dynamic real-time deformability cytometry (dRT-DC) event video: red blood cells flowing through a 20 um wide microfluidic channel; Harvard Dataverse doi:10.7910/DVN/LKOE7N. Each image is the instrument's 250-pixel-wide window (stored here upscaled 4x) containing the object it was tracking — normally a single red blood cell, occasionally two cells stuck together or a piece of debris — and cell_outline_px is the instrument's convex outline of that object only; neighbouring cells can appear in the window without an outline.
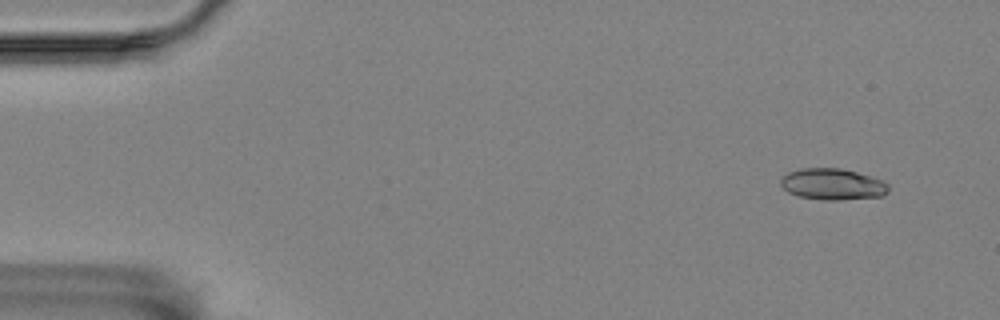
{"species": "Egyptian fruit bat (a non-hibernating species)", "species_latin": "Rousettus aegyptiacus", "temperature_condition": "room temperature", "stored_images_in_passage": 3, "camera_frame_rate_fps": 3000, "um_per_image_px": 0.085, "animal": {"sex": "female"}, "frame": {"image": 1, "passage_image": 1, "time_ms": 0.0, "image_size_px": [1000, 320], "cell_outline_px": [[888, 192], [884, 196], [836, 200], [824, 200], [800, 196], [788, 192], [780, 184], [780, 180], [788, 172], [800, 168], [840, 168], [856, 172], [880, 180], [888, 184]], "centroid_in_image_um": [70.75, 15.66], "position_along_channel_um": 14.2, "area_um2": 19.48}}
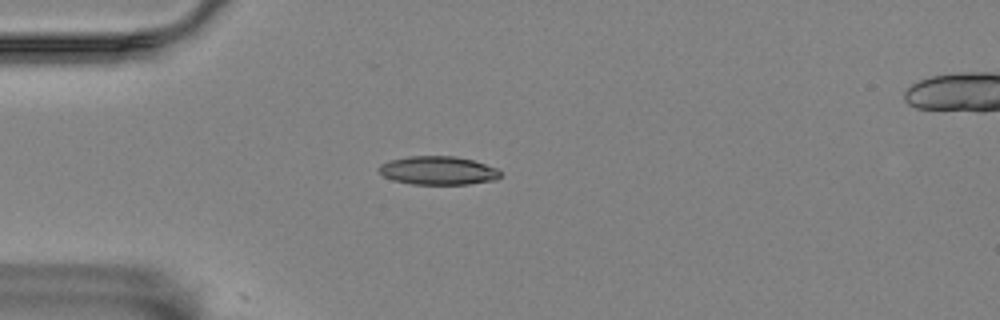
{"frame": {"image": 2, "passage_image": 3, "time_ms": 3.667, "image_size_px": [1000, 320], "cell_outline_px": [[500, 176], [496, 180], [468, 184], [412, 184], [392, 180], [384, 176], [380, 172], [380, 164], [388, 160], [408, 156], [456, 156], [472, 160], [496, 168], [500, 172]], "centroid_in_image_um": [37.22, 14.49], "position_along_channel_um": 47.8, "area_um2": 20.11}}